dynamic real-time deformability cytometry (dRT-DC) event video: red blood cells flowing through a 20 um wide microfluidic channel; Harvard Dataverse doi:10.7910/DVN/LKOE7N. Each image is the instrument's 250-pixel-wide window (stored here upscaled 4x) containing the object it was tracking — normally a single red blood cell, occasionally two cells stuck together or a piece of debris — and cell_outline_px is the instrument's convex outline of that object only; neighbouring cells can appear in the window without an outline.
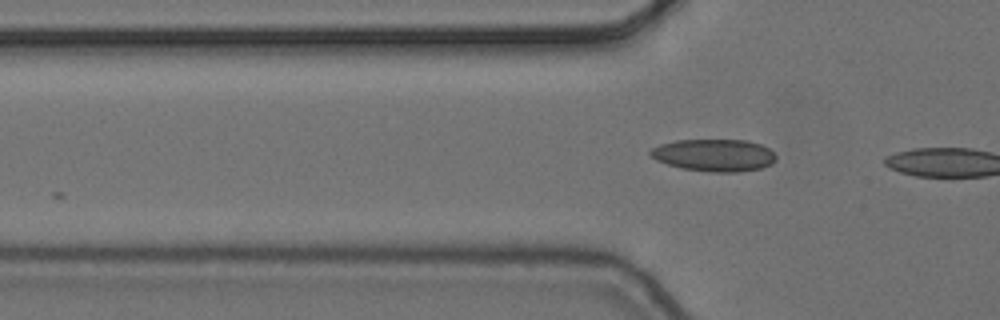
{"species": "common noctule bat (a hibernating species)", "species_latin": "Nyctalus noctula", "temperature_condition": "cold", "stored_images_in_passage": 5, "camera_frame_rate_fps": 3000, "um_per_image_px": 0.085, "animal": {"sex": "female", "body_mass_g": 24.6, "forearm_length_mm": 56.2}, "frame": {"image": 1, "passage_image": 5, "time_ms": 1.333, "image_size_px": [1000, 320], "cell_outline_px": [[776, 160], [772, 164], [760, 168], [736, 172], [712, 172], [680, 168], [656, 160], [648, 152], [652, 148], [660, 144], [676, 140], [748, 140], [760, 144], [768, 148], [776, 156]], "centroid_in_image_um": [60.7, 13.19], "position_along_channel_um": 65.1, "area_um2": 23.58}}